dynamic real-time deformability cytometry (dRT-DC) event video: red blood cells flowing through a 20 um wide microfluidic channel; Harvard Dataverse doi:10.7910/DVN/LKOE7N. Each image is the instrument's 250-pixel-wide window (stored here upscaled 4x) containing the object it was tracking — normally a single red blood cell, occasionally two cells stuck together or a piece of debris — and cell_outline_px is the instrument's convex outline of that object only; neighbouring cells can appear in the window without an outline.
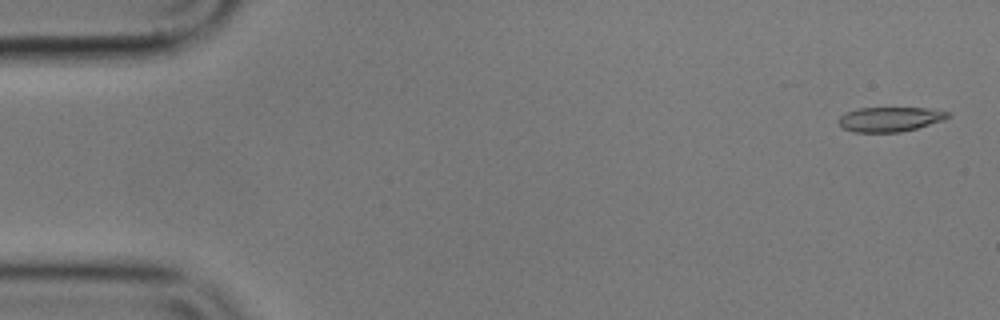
{"species": "common noctule bat (a hibernating species)", "species_latin": "Nyctalus noctula", "temperature_condition": "cold", "stored_images_in_passage": 30, "camera_frame_rate_fps": 3000, "um_per_image_px": 0.085, "animal": {"sex": "male", "body_mass_g": 17.9}, "frame": {"image": 1, "passage_image": 2, "time_ms": 0.333, "image_size_px": [1000, 320], "cell_outline_px": [[952, 116], [944, 120], [916, 128], [900, 132], [852, 132], [844, 128], [836, 120], [844, 112], [856, 108], [928, 108], [952, 112]], "centroid_in_image_um": [75.65, 10.12], "position_along_channel_um": 9.3, "area_um2": 15.9}}
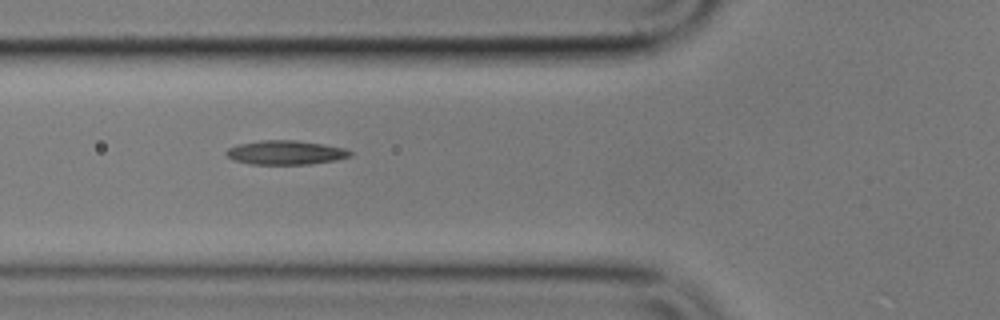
{"frame": {"image": 2, "passage_image": 20, "time_ms": 6.333, "image_size_px": [1000, 320], "cell_outline_px": [[352, 156], [336, 160], [308, 164], [248, 164], [236, 160], [228, 156], [224, 152], [228, 148], [240, 144], [260, 140], [296, 140], [344, 148], [352, 152]], "centroid_in_image_um": [24.28, 12.97], "position_along_channel_um": 101.5, "area_um2": 17.22}}
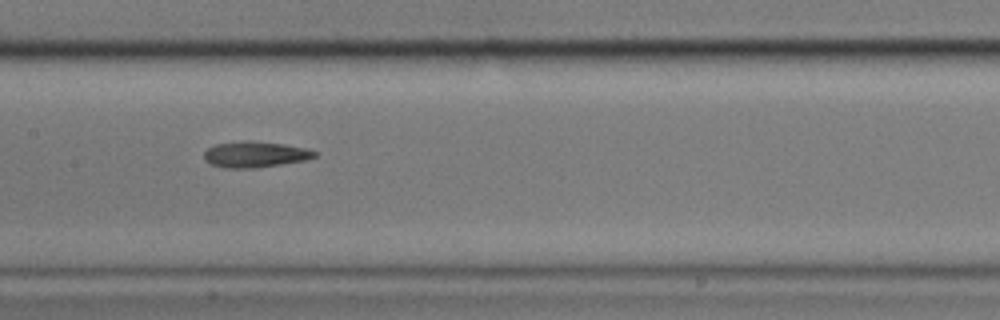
{"frame": {"image": 3, "passage_image": 27, "time_ms": 8.667, "image_size_px": [1000, 320], "cell_outline_px": [[320, 152], [316, 156], [304, 160], [256, 168], [224, 168], [208, 164], [204, 160], [204, 152], [208, 148], [216, 144], [244, 140], [248, 140], [284, 144], [308, 148]], "centroid_in_image_um": [21.67, 13.12], "position_along_channel_um": 185.7, "area_um2": 16.94}}